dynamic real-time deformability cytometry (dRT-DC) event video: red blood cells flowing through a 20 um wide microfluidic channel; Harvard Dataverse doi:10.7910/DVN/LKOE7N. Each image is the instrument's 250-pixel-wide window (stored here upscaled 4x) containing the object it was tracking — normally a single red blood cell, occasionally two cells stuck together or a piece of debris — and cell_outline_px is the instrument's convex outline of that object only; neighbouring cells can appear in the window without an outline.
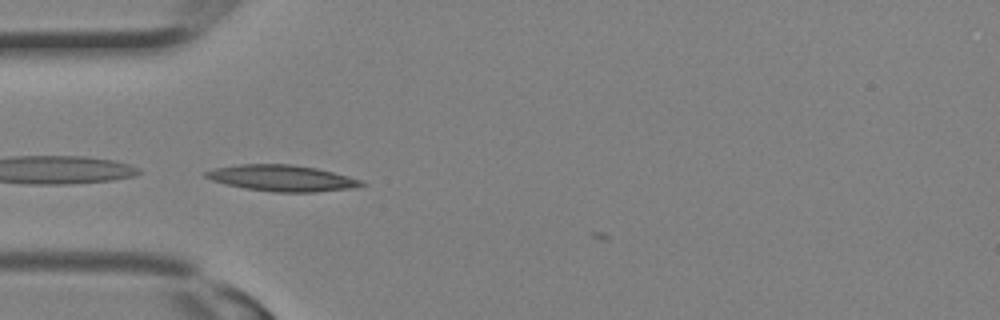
{"species": "Egyptian fruit bat (a non-hibernating species)", "species_latin": "Rousettus aegyptiacus", "temperature_condition": "room temperature", "stored_images_in_passage": 13, "camera_frame_rate_fps": 3000, "um_per_image_px": 0.085, "animal": {"sex": "female"}, "frame": {"image": 1, "passage_image": 2, "time_ms": 0.333, "image_size_px": [1000, 320], "cell_outline_px": [[364, 184], [352, 188], [316, 192], [272, 192], [244, 188], [224, 184], [212, 180], [204, 176], [204, 172], [212, 168], [240, 164], [288, 164], [316, 168], [348, 176], [360, 180]], "centroid_in_image_um": [23.89, 15.14], "position_along_channel_um": 61.1, "area_um2": 23.64}}
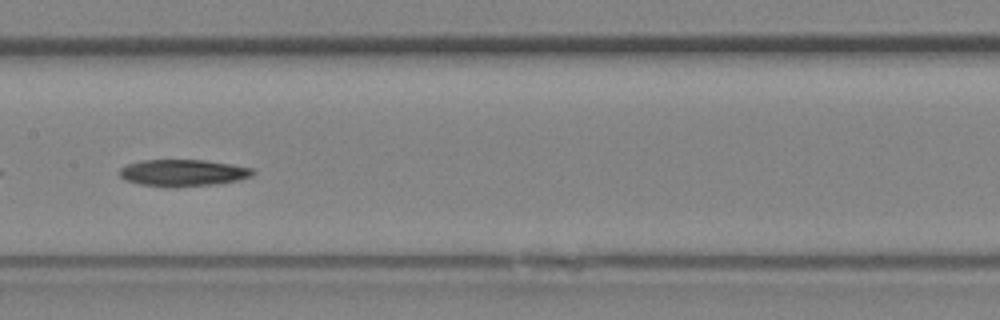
{"frame": {"image": 2, "passage_image": 8, "time_ms": 2.333, "image_size_px": [1000, 320], "cell_outline_px": [[256, 172], [252, 176], [236, 180], [216, 184], [168, 188], [164, 188], [140, 184], [124, 180], [120, 176], [120, 168], [128, 164], [140, 160], [204, 160], [232, 164], [252, 168]], "centroid_in_image_um": [15.53, 14.7], "position_along_channel_um": 191.9, "area_um2": 20.98}}
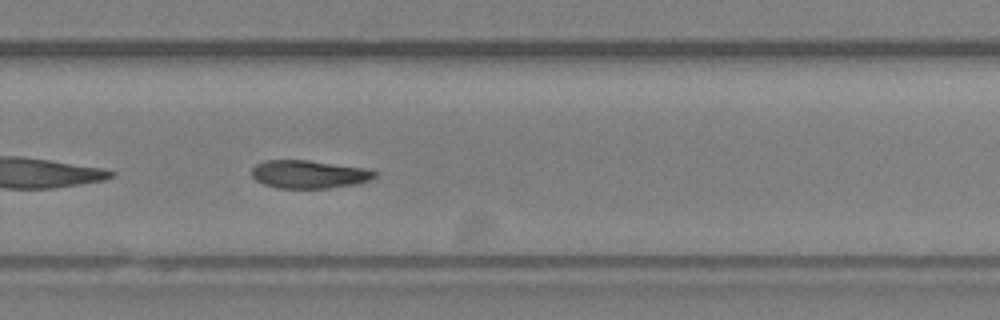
{"frame": {"image": 3, "passage_image": 13, "time_ms": 4.0, "image_size_px": [1000, 320], "cell_outline_px": [[376, 176], [368, 180], [352, 184], [328, 188], [276, 188], [264, 184], [256, 180], [252, 176], [252, 168], [256, 164], [264, 160], [308, 160], [364, 168], [376, 172]], "centroid_in_image_um": [26.2, 14.81], "position_along_channel_um": 303.6, "area_um2": 19.88}}